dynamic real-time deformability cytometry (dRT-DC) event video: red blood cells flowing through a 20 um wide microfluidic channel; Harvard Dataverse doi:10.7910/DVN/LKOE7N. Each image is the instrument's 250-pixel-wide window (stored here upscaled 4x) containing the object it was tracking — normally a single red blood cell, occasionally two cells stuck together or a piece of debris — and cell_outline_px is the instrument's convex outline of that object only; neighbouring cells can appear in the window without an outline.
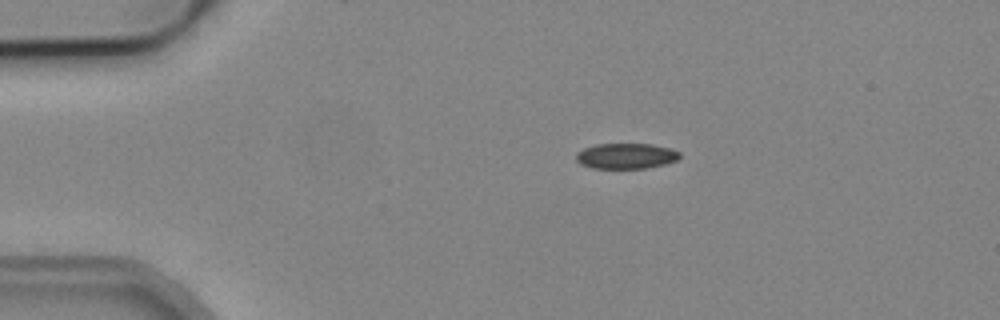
{"species": "common noctule bat (a hibernating species)", "species_latin": "Nyctalus noctula", "temperature_condition": "cold", "stored_images_in_passage": 3, "camera_frame_rate_fps": 3000, "um_per_image_px": 0.085, "animal": {"sex": "male", "body_mass_g": 19.2, "forearm_length_mm": 51.8}, "frame": {"image": 1, "passage_image": 3, "time_ms": 4.0, "image_size_px": [1000, 320], "cell_outline_px": [[680, 156], [676, 160], [664, 164], [648, 168], [592, 168], [580, 164], [576, 160], [576, 152], [584, 148], [596, 144], [652, 144], [668, 148], [680, 152]], "centroid_in_image_um": [53.18, 13.26], "position_along_channel_um": 31.8, "area_um2": 15.37}}